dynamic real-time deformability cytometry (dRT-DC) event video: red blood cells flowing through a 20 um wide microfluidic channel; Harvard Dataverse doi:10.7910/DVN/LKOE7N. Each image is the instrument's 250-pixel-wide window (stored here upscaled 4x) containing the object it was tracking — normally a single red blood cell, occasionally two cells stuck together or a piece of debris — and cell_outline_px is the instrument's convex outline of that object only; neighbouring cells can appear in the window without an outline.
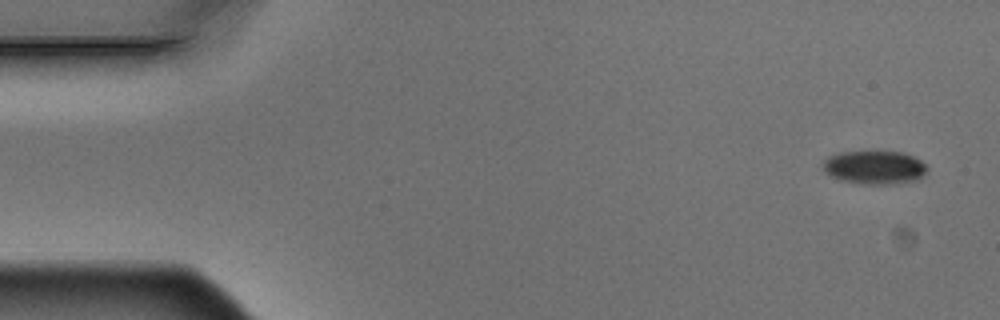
{"species": "Egyptian fruit bat (a non-hibernating species)", "species_latin": "Rousettus aegyptiacus", "temperature_condition": "warm", "stored_images_in_passage": 9, "camera_frame_rate_fps": 3000, "um_per_image_px": 0.085, "animal": {"sex": "male"}, "frame": {"image": 1, "passage_image": 1, "time_ms": 0.0, "image_size_px": [1000, 320], "cell_outline_px": [[928, 168], [924, 176], [916, 180], [884, 184], [872, 184], [840, 180], [832, 176], [824, 168], [824, 160], [828, 156], [840, 152], [904, 152], [920, 160]], "centroid_in_image_um": [74.37, 14.22], "position_along_channel_um": 10.6, "area_um2": 19.88}}
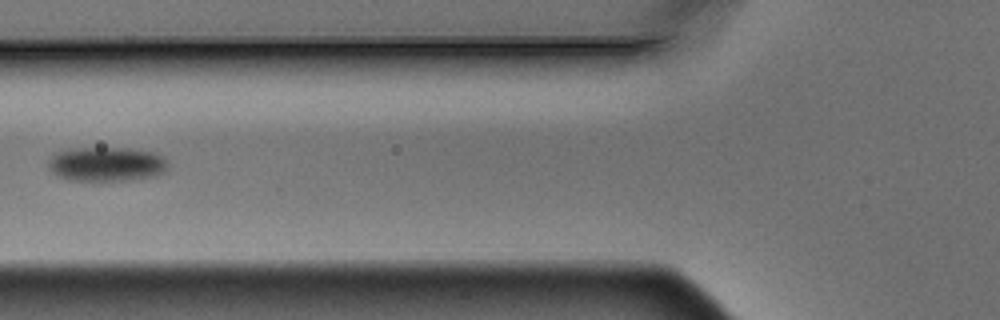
{"frame": {"image": 2, "passage_image": 6, "time_ms": 1.667, "image_size_px": [1000, 320], "cell_outline_px": [[168, 168], [164, 172], [156, 176], [132, 180], [64, 180], [52, 172], [48, 168], [48, 160], [56, 152], [72, 148], [132, 148], [156, 152], [164, 156], [168, 160]], "centroid_in_image_um": [9.09, 13.94], "position_along_channel_um": 116.7, "area_um2": 24.45}}
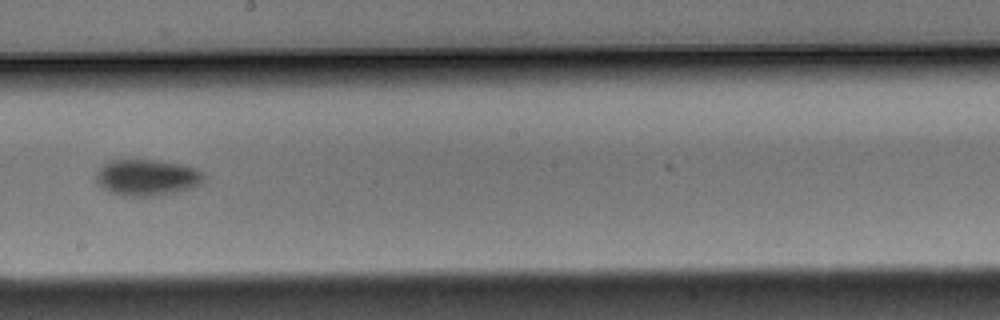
{"frame": {"image": 3, "passage_image": 9, "time_ms": 2.667, "image_size_px": [1000, 320], "cell_outline_px": [[208, 176], [204, 184], [192, 188], [160, 196], [120, 196], [96, 184], [96, 172], [108, 160], [156, 160], [188, 164], [204, 172]], "centroid_in_image_um": [12.59, 15.09], "position_along_channel_um": 235.6, "area_um2": 23.52}}